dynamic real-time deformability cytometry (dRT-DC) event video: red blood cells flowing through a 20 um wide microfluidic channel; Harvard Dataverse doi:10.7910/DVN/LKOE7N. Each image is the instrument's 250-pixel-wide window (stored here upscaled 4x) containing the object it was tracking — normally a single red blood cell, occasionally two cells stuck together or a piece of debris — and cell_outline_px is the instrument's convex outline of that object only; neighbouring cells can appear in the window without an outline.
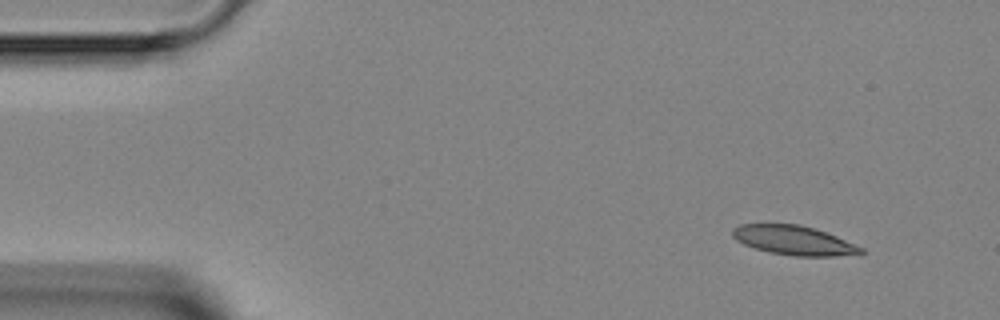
{"species": "Egyptian fruit bat (a non-hibernating species)", "species_latin": "Rousettus aegyptiacus", "temperature_condition": "room temperature", "stored_images_in_passage": 4, "camera_frame_rate_fps": 3000, "um_per_image_px": 0.085, "animal": {"sex": "female"}, "frame": {"image": 1, "passage_image": 1, "time_ms": 0.0, "image_size_px": [1000, 320], "cell_outline_px": [[864, 252], [860, 256], [796, 256], [768, 252], [744, 244], [736, 240], [732, 236], [732, 228], [740, 224], [800, 224], [836, 236], [864, 248]], "centroid_in_image_um": [67.51, 20.44], "position_along_channel_um": 17.5, "area_um2": 22.02}}
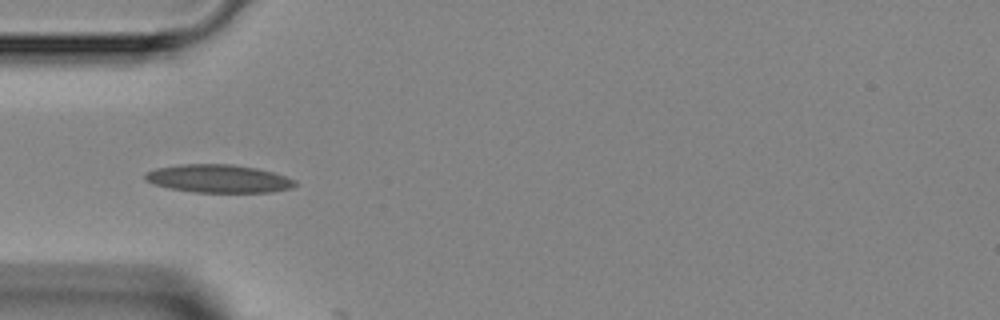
{"frame": {"image": 2, "passage_image": 4, "time_ms": 3.333, "image_size_px": [1000, 320], "cell_outline_px": [[296, 184], [292, 188], [272, 192], [192, 192], [168, 188], [152, 184], [144, 180], [144, 172], [156, 168], [180, 164], [232, 164], [256, 168], [272, 172], [296, 180]], "centroid_in_image_um": [18.52, 15.18], "position_along_channel_um": 66.5, "area_um2": 24.68}}